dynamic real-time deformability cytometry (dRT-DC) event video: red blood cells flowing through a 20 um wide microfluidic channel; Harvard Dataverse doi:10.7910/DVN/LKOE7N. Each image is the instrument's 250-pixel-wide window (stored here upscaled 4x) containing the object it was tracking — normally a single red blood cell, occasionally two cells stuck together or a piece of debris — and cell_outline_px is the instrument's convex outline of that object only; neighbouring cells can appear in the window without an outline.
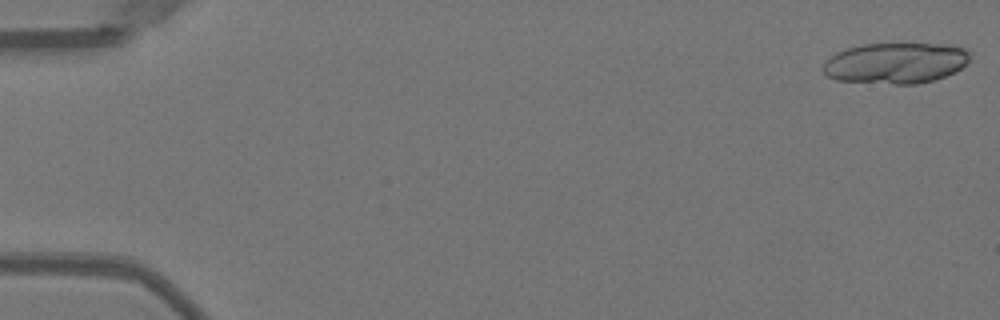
{"species": "Egyptian fruit bat (a non-hibernating species)", "species_latin": "Rousettus aegyptiacus", "temperature_condition": "warm", "stored_images_in_passage": 13, "camera_frame_rate_fps": 3000, "um_per_image_px": 0.085, "animal": {"sex": "female"}, "frame": {"image": 1, "passage_image": 1, "time_ms": 0.0, "image_size_px": [1000, 320], "cell_outline_px": [[972, 52], [968, 60], [960, 68], [936, 80], [916, 84], [896, 84], [836, 80], [828, 76], [824, 72], [824, 64], [836, 52], [848, 48], [864, 44], [948, 44], [964, 48]], "centroid_in_image_um": [76.16, 5.36], "position_along_channel_um": 8.8, "area_um2": 34.74}}